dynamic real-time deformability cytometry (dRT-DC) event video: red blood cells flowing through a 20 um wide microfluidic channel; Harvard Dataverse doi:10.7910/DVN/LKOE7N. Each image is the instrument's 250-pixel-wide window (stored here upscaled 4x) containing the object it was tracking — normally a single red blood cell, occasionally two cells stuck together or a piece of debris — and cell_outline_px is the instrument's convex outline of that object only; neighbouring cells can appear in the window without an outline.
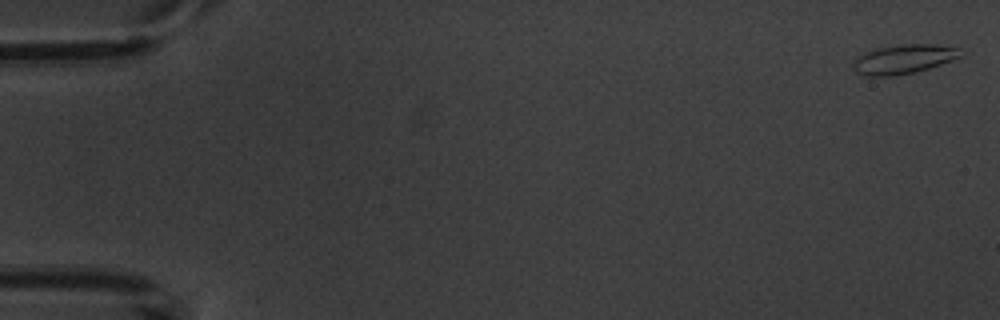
{"species": "common noctule bat (a hibernating species)", "species_latin": "Nyctalus noctula", "temperature_condition": "warm", "stored_images_in_passage": 4, "camera_frame_rate_fps": 3000, "um_per_image_px": 0.085, "animal": {"sex": "male", "body_mass_g": 20.1, "forearm_length_mm": 53.5}, "frame": {"image": 1, "passage_image": 1, "time_ms": 0.0, "image_size_px": [1000, 320], "cell_outline_px": [[964, 52], [960, 56], [940, 64], [928, 68], [912, 72], [892, 76], [868, 76], [856, 72], [852, 68], [852, 64], [856, 56], [864, 52], [876, 48], [900, 44], [936, 44], [956, 48]], "centroid_in_image_um": [76.73, 5.01], "position_along_channel_um": 8.3, "area_um2": 18.21}}